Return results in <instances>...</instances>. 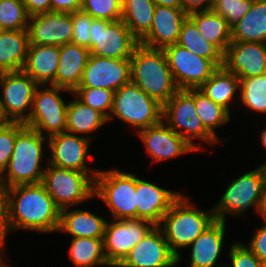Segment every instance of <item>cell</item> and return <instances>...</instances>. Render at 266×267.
I'll use <instances>...</instances> for the list:
<instances>
[{
    "label": "cell",
    "mask_w": 266,
    "mask_h": 267,
    "mask_svg": "<svg viewBox=\"0 0 266 267\" xmlns=\"http://www.w3.org/2000/svg\"><path fill=\"white\" fill-rule=\"evenodd\" d=\"M2 193L6 235L16 229L57 232L61 210L42 183L16 185Z\"/></svg>",
    "instance_id": "1"
},
{
    "label": "cell",
    "mask_w": 266,
    "mask_h": 267,
    "mask_svg": "<svg viewBox=\"0 0 266 267\" xmlns=\"http://www.w3.org/2000/svg\"><path fill=\"white\" fill-rule=\"evenodd\" d=\"M131 82L164 105L178 91L163 49L139 44L130 58Z\"/></svg>",
    "instance_id": "2"
},
{
    "label": "cell",
    "mask_w": 266,
    "mask_h": 267,
    "mask_svg": "<svg viewBox=\"0 0 266 267\" xmlns=\"http://www.w3.org/2000/svg\"><path fill=\"white\" fill-rule=\"evenodd\" d=\"M190 202L185 195L181 194L158 225L170 250L177 257V264L182 257L178 249L187 248L216 220L213 208L208 211L198 210Z\"/></svg>",
    "instance_id": "3"
},
{
    "label": "cell",
    "mask_w": 266,
    "mask_h": 267,
    "mask_svg": "<svg viewBox=\"0 0 266 267\" xmlns=\"http://www.w3.org/2000/svg\"><path fill=\"white\" fill-rule=\"evenodd\" d=\"M25 126L16 136L9 166L0 176V189L16 185L41 183L45 169L42 166L43 146L48 138Z\"/></svg>",
    "instance_id": "4"
},
{
    "label": "cell",
    "mask_w": 266,
    "mask_h": 267,
    "mask_svg": "<svg viewBox=\"0 0 266 267\" xmlns=\"http://www.w3.org/2000/svg\"><path fill=\"white\" fill-rule=\"evenodd\" d=\"M266 187V165L261 164L235 178L226 188L223 196L213 208L216 220L226 222V215L241 216L243 212L255 207L260 215Z\"/></svg>",
    "instance_id": "5"
},
{
    "label": "cell",
    "mask_w": 266,
    "mask_h": 267,
    "mask_svg": "<svg viewBox=\"0 0 266 267\" xmlns=\"http://www.w3.org/2000/svg\"><path fill=\"white\" fill-rule=\"evenodd\" d=\"M97 173L62 169L47 164L41 183L57 207L62 210L95 197Z\"/></svg>",
    "instance_id": "6"
},
{
    "label": "cell",
    "mask_w": 266,
    "mask_h": 267,
    "mask_svg": "<svg viewBox=\"0 0 266 267\" xmlns=\"http://www.w3.org/2000/svg\"><path fill=\"white\" fill-rule=\"evenodd\" d=\"M113 116L139 131L163 120V105L148 96L137 85L129 82L114 93L108 122L114 119Z\"/></svg>",
    "instance_id": "7"
},
{
    "label": "cell",
    "mask_w": 266,
    "mask_h": 267,
    "mask_svg": "<svg viewBox=\"0 0 266 267\" xmlns=\"http://www.w3.org/2000/svg\"><path fill=\"white\" fill-rule=\"evenodd\" d=\"M94 196L102 199L114 220L136 219V175L117 169L99 170Z\"/></svg>",
    "instance_id": "8"
},
{
    "label": "cell",
    "mask_w": 266,
    "mask_h": 267,
    "mask_svg": "<svg viewBox=\"0 0 266 267\" xmlns=\"http://www.w3.org/2000/svg\"><path fill=\"white\" fill-rule=\"evenodd\" d=\"M163 121L196 151L202 149L194 139L210 145L218 142L203 126L195 110L194 88L179 90L163 105ZM194 138V139H193Z\"/></svg>",
    "instance_id": "9"
},
{
    "label": "cell",
    "mask_w": 266,
    "mask_h": 267,
    "mask_svg": "<svg viewBox=\"0 0 266 267\" xmlns=\"http://www.w3.org/2000/svg\"><path fill=\"white\" fill-rule=\"evenodd\" d=\"M63 91L73 94L61 87L39 85L34 93L30 117L24 124L44 136L47 134V138L66 132L68 102L61 96Z\"/></svg>",
    "instance_id": "10"
},
{
    "label": "cell",
    "mask_w": 266,
    "mask_h": 267,
    "mask_svg": "<svg viewBox=\"0 0 266 267\" xmlns=\"http://www.w3.org/2000/svg\"><path fill=\"white\" fill-rule=\"evenodd\" d=\"M90 55L130 59L140 44L122 20L93 19L90 27Z\"/></svg>",
    "instance_id": "11"
},
{
    "label": "cell",
    "mask_w": 266,
    "mask_h": 267,
    "mask_svg": "<svg viewBox=\"0 0 266 267\" xmlns=\"http://www.w3.org/2000/svg\"><path fill=\"white\" fill-rule=\"evenodd\" d=\"M38 86L23 70L0 73L1 106L8 122L25 123L29 119Z\"/></svg>",
    "instance_id": "12"
},
{
    "label": "cell",
    "mask_w": 266,
    "mask_h": 267,
    "mask_svg": "<svg viewBox=\"0 0 266 267\" xmlns=\"http://www.w3.org/2000/svg\"><path fill=\"white\" fill-rule=\"evenodd\" d=\"M163 50L179 90L199 88L218 68L212 60L196 55L177 43Z\"/></svg>",
    "instance_id": "13"
},
{
    "label": "cell",
    "mask_w": 266,
    "mask_h": 267,
    "mask_svg": "<svg viewBox=\"0 0 266 267\" xmlns=\"http://www.w3.org/2000/svg\"><path fill=\"white\" fill-rule=\"evenodd\" d=\"M155 225L143 219L107 221L104 232V254L110 267H117L130 250L140 242Z\"/></svg>",
    "instance_id": "14"
},
{
    "label": "cell",
    "mask_w": 266,
    "mask_h": 267,
    "mask_svg": "<svg viewBox=\"0 0 266 267\" xmlns=\"http://www.w3.org/2000/svg\"><path fill=\"white\" fill-rule=\"evenodd\" d=\"M131 82L130 59H115L90 55L78 88L118 90Z\"/></svg>",
    "instance_id": "15"
},
{
    "label": "cell",
    "mask_w": 266,
    "mask_h": 267,
    "mask_svg": "<svg viewBox=\"0 0 266 267\" xmlns=\"http://www.w3.org/2000/svg\"><path fill=\"white\" fill-rule=\"evenodd\" d=\"M92 138L88 135L82 137L68 132L49 137L46 141L51 153L48 164L79 172H98L99 170L89 169L86 159Z\"/></svg>",
    "instance_id": "16"
},
{
    "label": "cell",
    "mask_w": 266,
    "mask_h": 267,
    "mask_svg": "<svg viewBox=\"0 0 266 267\" xmlns=\"http://www.w3.org/2000/svg\"><path fill=\"white\" fill-rule=\"evenodd\" d=\"M172 253L162 230L155 226L138 242L117 267H175Z\"/></svg>",
    "instance_id": "17"
},
{
    "label": "cell",
    "mask_w": 266,
    "mask_h": 267,
    "mask_svg": "<svg viewBox=\"0 0 266 267\" xmlns=\"http://www.w3.org/2000/svg\"><path fill=\"white\" fill-rule=\"evenodd\" d=\"M72 13L46 12L30 16L29 43L62 46L71 43Z\"/></svg>",
    "instance_id": "18"
},
{
    "label": "cell",
    "mask_w": 266,
    "mask_h": 267,
    "mask_svg": "<svg viewBox=\"0 0 266 267\" xmlns=\"http://www.w3.org/2000/svg\"><path fill=\"white\" fill-rule=\"evenodd\" d=\"M138 135L153 162H161L179 155L196 152L194 148L163 120L158 124L139 130Z\"/></svg>",
    "instance_id": "19"
},
{
    "label": "cell",
    "mask_w": 266,
    "mask_h": 267,
    "mask_svg": "<svg viewBox=\"0 0 266 267\" xmlns=\"http://www.w3.org/2000/svg\"><path fill=\"white\" fill-rule=\"evenodd\" d=\"M223 66L238 78L266 73V43L231 41L223 54Z\"/></svg>",
    "instance_id": "20"
},
{
    "label": "cell",
    "mask_w": 266,
    "mask_h": 267,
    "mask_svg": "<svg viewBox=\"0 0 266 267\" xmlns=\"http://www.w3.org/2000/svg\"><path fill=\"white\" fill-rule=\"evenodd\" d=\"M188 14L182 8L156 5L150 31L139 41L143 46L164 49L177 43Z\"/></svg>",
    "instance_id": "21"
},
{
    "label": "cell",
    "mask_w": 266,
    "mask_h": 267,
    "mask_svg": "<svg viewBox=\"0 0 266 267\" xmlns=\"http://www.w3.org/2000/svg\"><path fill=\"white\" fill-rule=\"evenodd\" d=\"M181 194L136 176V219L147 220L158 226L164 214Z\"/></svg>",
    "instance_id": "22"
},
{
    "label": "cell",
    "mask_w": 266,
    "mask_h": 267,
    "mask_svg": "<svg viewBox=\"0 0 266 267\" xmlns=\"http://www.w3.org/2000/svg\"><path fill=\"white\" fill-rule=\"evenodd\" d=\"M226 223L215 220L188 247L191 248L189 267H225L217 266L223 248Z\"/></svg>",
    "instance_id": "23"
},
{
    "label": "cell",
    "mask_w": 266,
    "mask_h": 267,
    "mask_svg": "<svg viewBox=\"0 0 266 267\" xmlns=\"http://www.w3.org/2000/svg\"><path fill=\"white\" fill-rule=\"evenodd\" d=\"M89 57L90 51L86 47L73 43L60 46L59 67L51 85L74 92L81 82Z\"/></svg>",
    "instance_id": "24"
},
{
    "label": "cell",
    "mask_w": 266,
    "mask_h": 267,
    "mask_svg": "<svg viewBox=\"0 0 266 267\" xmlns=\"http://www.w3.org/2000/svg\"><path fill=\"white\" fill-rule=\"evenodd\" d=\"M60 46L29 44L22 70L39 85H51L59 67Z\"/></svg>",
    "instance_id": "25"
},
{
    "label": "cell",
    "mask_w": 266,
    "mask_h": 267,
    "mask_svg": "<svg viewBox=\"0 0 266 267\" xmlns=\"http://www.w3.org/2000/svg\"><path fill=\"white\" fill-rule=\"evenodd\" d=\"M65 208L60 211L58 232H65L72 237L104 238L107 221L91 211Z\"/></svg>",
    "instance_id": "26"
},
{
    "label": "cell",
    "mask_w": 266,
    "mask_h": 267,
    "mask_svg": "<svg viewBox=\"0 0 266 267\" xmlns=\"http://www.w3.org/2000/svg\"><path fill=\"white\" fill-rule=\"evenodd\" d=\"M29 44L27 30H3L0 34V73L22 70Z\"/></svg>",
    "instance_id": "27"
},
{
    "label": "cell",
    "mask_w": 266,
    "mask_h": 267,
    "mask_svg": "<svg viewBox=\"0 0 266 267\" xmlns=\"http://www.w3.org/2000/svg\"><path fill=\"white\" fill-rule=\"evenodd\" d=\"M232 41L266 43V0H253L251 8L232 27Z\"/></svg>",
    "instance_id": "28"
},
{
    "label": "cell",
    "mask_w": 266,
    "mask_h": 267,
    "mask_svg": "<svg viewBox=\"0 0 266 267\" xmlns=\"http://www.w3.org/2000/svg\"><path fill=\"white\" fill-rule=\"evenodd\" d=\"M200 34L215 45L223 54L232 41L231 26L228 21L212 10L195 11L188 14Z\"/></svg>",
    "instance_id": "29"
},
{
    "label": "cell",
    "mask_w": 266,
    "mask_h": 267,
    "mask_svg": "<svg viewBox=\"0 0 266 267\" xmlns=\"http://www.w3.org/2000/svg\"><path fill=\"white\" fill-rule=\"evenodd\" d=\"M198 89L230 113L231 102L236 97L235 93L240 90L239 78L221 66Z\"/></svg>",
    "instance_id": "30"
},
{
    "label": "cell",
    "mask_w": 266,
    "mask_h": 267,
    "mask_svg": "<svg viewBox=\"0 0 266 267\" xmlns=\"http://www.w3.org/2000/svg\"><path fill=\"white\" fill-rule=\"evenodd\" d=\"M67 104L66 132L71 134H89L108 123L107 118L98 110L81 102L75 95Z\"/></svg>",
    "instance_id": "31"
},
{
    "label": "cell",
    "mask_w": 266,
    "mask_h": 267,
    "mask_svg": "<svg viewBox=\"0 0 266 267\" xmlns=\"http://www.w3.org/2000/svg\"><path fill=\"white\" fill-rule=\"evenodd\" d=\"M121 20L140 41L151 29L155 3L153 0H121Z\"/></svg>",
    "instance_id": "32"
},
{
    "label": "cell",
    "mask_w": 266,
    "mask_h": 267,
    "mask_svg": "<svg viewBox=\"0 0 266 267\" xmlns=\"http://www.w3.org/2000/svg\"><path fill=\"white\" fill-rule=\"evenodd\" d=\"M103 239L72 237L69 259L76 267L110 266L104 254Z\"/></svg>",
    "instance_id": "33"
},
{
    "label": "cell",
    "mask_w": 266,
    "mask_h": 267,
    "mask_svg": "<svg viewBox=\"0 0 266 267\" xmlns=\"http://www.w3.org/2000/svg\"><path fill=\"white\" fill-rule=\"evenodd\" d=\"M177 44L196 55L212 60L218 67L223 66V53L202 37L189 17L182 24Z\"/></svg>",
    "instance_id": "34"
},
{
    "label": "cell",
    "mask_w": 266,
    "mask_h": 267,
    "mask_svg": "<svg viewBox=\"0 0 266 267\" xmlns=\"http://www.w3.org/2000/svg\"><path fill=\"white\" fill-rule=\"evenodd\" d=\"M195 110L205 129L216 139V128L230 121V114L225 108L208 98L198 88H194Z\"/></svg>",
    "instance_id": "35"
},
{
    "label": "cell",
    "mask_w": 266,
    "mask_h": 267,
    "mask_svg": "<svg viewBox=\"0 0 266 267\" xmlns=\"http://www.w3.org/2000/svg\"><path fill=\"white\" fill-rule=\"evenodd\" d=\"M242 105L258 113L266 114V73L239 78Z\"/></svg>",
    "instance_id": "36"
},
{
    "label": "cell",
    "mask_w": 266,
    "mask_h": 267,
    "mask_svg": "<svg viewBox=\"0 0 266 267\" xmlns=\"http://www.w3.org/2000/svg\"><path fill=\"white\" fill-rule=\"evenodd\" d=\"M29 19L22 0H0V26L3 30H27Z\"/></svg>",
    "instance_id": "37"
},
{
    "label": "cell",
    "mask_w": 266,
    "mask_h": 267,
    "mask_svg": "<svg viewBox=\"0 0 266 267\" xmlns=\"http://www.w3.org/2000/svg\"><path fill=\"white\" fill-rule=\"evenodd\" d=\"M114 93L105 88H77L73 95L108 119L113 107Z\"/></svg>",
    "instance_id": "38"
},
{
    "label": "cell",
    "mask_w": 266,
    "mask_h": 267,
    "mask_svg": "<svg viewBox=\"0 0 266 267\" xmlns=\"http://www.w3.org/2000/svg\"><path fill=\"white\" fill-rule=\"evenodd\" d=\"M81 10L94 19L121 20V0H83Z\"/></svg>",
    "instance_id": "39"
},
{
    "label": "cell",
    "mask_w": 266,
    "mask_h": 267,
    "mask_svg": "<svg viewBox=\"0 0 266 267\" xmlns=\"http://www.w3.org/2000/svg\"><path fill=\"white\" fill-rule=\"evenodd\" d=\"M25 126L21 122H6L0 125V176L9 166L17 134Z\"/></svg>",
    "instance_id": "40"
},
{
    "label": "cell",
    "mask_w": 266,
    "mask_h": 267,
    "mask_svg": "<svg viewBox=\"0 0 266 267\" xmlns=\"http://www.w3.org/2000/svg\"><path fill=\"white\" fill-rule=\"evenodd\" d=\"M253 0H216L211 10L228 21L232 27L251 8Z\"/></svg>",
    "instance_id": "41"
},
{
    "label": "cell",
    "mask_w": 266,
    "mask_h": 267,
    "mask_svg": "<svg viewBox=\"0 0 266 267\" xmlns=\"http://www.w3.org/2000/svg\"><path fill=\"white\" fill-rule=\"evenodd\" d=\"M93 17L82 10L72 13V37L71 43L90 49V27Z\"/></svg>",
    "instance_id": "42"
},
{
    "label": "cell",
    "mask_w": 266,
    "mask_h": 267,
    "mask_svg": "<svg viewBox=\"0 0 266 267\" xmlns=\"http://www.w3.org/2000/svg\"><path fill=\"white\" fill-rule=\"evenodd\" d=\"M230 264L225 267H261L260 259L242 242H235L229 248Z\"/></svg>",
    "instance_id": "43"
},
{
    "label": "cell",
    "mask_w": 266,
    "mask_h": 267,
    "mask_svg": "<svg viewBox=\"0 0 266 267\" xmlns=\"http://www.w3.org/2000/svg\"><path fill=\"white\" fill-rule=\"evenodd\" d=\"M247 247L261 260L266 257V221L258 227Z\"/></svg>",
    "instance_id": "44"
},
{
    "label": "cell",
    "mask_w": 266,
    "mask_h": 267,
    "mask_svg": "<svg viewBox=\"0 0 266 267\" xmlns=\"http://www.w3.org/2000/svg\"><path fill=\"white\" fill-rule=\"evenodd\" d=\"M83 0H51V12L73 13L81 10Z\"/></svg>",
    "instance_id": "45"
},
{
    "label": "cell",
    "mask_w": 266,
    "mask_h": 267,
    "mask_svg": "<svg viewBox=\"0 0 266 267\" xmlns=\"http://www.w3.org/2000/svg\"><path fill=\"white\" fill-rule=\"evenodd\" d=\"M30 16L51 12V0H22Z\"/></svg>",
    "instance_id": "46"
},
{
    "label": "cell",
    "mask_w": 266,
    "mask_h": 267,
    "mask_svg": "<svg viewBox=\"0 0 266 267\" xmlns=\"http://www.w3.org/2000/svg\"><path fill=\"white\" fill-rule=\"evenodd\" d=\"M182 9L187 13L195 11L211 10L212 2L210 0H180Z\"/></svg>",
    "instance_id": "47"
},
{
    "label": "cell",
    "mask_w": 266,
    "mask_h": 267,
    "mask_svg": "<svg viewBox=\"0 0 266 267\" xmlns=\"http://www.w3.org/2000/svg\"><path fill=\"white\" fill-rule=\"evenodd\" d=\"M155 5L158 6H168L173 8H182L180 0H153Z\"/></svg>",
    "instance_id": "48"
},
{
    "label": "cell",
    "mask_w": 266,
    "mask_h": 267,
    "mask_svg": "<svg viewBox=\"0 0 266 267\" xmlns=\"http://www.w3.org/2000/svg\"><path fill=\"white\" fill-rule=\"evenodd\" d=\"M0 235H6L4 228L3 193L0 189Z\"/></svg>",
    "instance_id": "49"
},
{
    "label": "cell",
    "mask_w": 266,
    "mask_h": 267,
    "mask_svg": "<svg viewBox=\"0 0 266 267\" xmlns=\"http://www.w3.org/2000/svg\"><path fill=\"white\" fill-rule=\"evenodd\" d=\"M6 237H7V235H0V267H7L8 265H6L5 263H4V261H2V258H3V256H2V252L1 251H3V250H5V244H6Z\"/></svg>",
    "instance_id": "50"
},
{
    "label": "cell",
    "mask_w": 266,
    "mask_h": 267,
    "mask_svg": "<svg viewBox=\"0 0 266 267\" xmlns=\"http://www.w3.org/2000/svg\"><path fill=\"white\" fill-rule=\"evenodd\" d=\"M259 216H261L263 218V220L266 221V187H265V195H264V199H263V205H262Z\"/></svg>",
    "instance_id": "51"
},
{
    "label": "cell",
    "mask_w": 266,
    "mask_h": 267,
    "mask_svg": "<svg viewBox=\"0 0 266 267\" xmlns=\"http://www.w3.org/2000/svg\"><path fill=\"white\" fill-rule=\"evenodd\" d=\"M260 138H261V144H263V146L266 148V128L261 132ZM264 164L266 165V161L264 162Z\"/></svg>",
    "instance_id": "52"
},
{
    "label": "cell",
    "mask_w": 266,
    "mask_h": 267,
    "mask_svg": "<svg viewBox=\"0 0 266 267\" xmlns=\"http://www.w3.org/2000/svg\"><path fill=\"white\" fill-rule=\"evenodd\" d=\"M8 122L6 119H5V116H4V113H3V110H2V106H1V96H0V125L1 124H4Z\"/></svg>",
    "instance_id": "53"
},
{
    "label": "cell",
    "mask_w": 266,
    "mask_h": 267,
    "mask_svg": "<svg viewBox=\"0 0 266 267\" xmlns=\"http://www.w3.org/2000/svg\"><path fill=\"white\" fill-rule=\"evenodd\" d=\"M261 267H266V257L260 260Z\"/></svg>",
    "instance_id": "54"
}]
</instances>
